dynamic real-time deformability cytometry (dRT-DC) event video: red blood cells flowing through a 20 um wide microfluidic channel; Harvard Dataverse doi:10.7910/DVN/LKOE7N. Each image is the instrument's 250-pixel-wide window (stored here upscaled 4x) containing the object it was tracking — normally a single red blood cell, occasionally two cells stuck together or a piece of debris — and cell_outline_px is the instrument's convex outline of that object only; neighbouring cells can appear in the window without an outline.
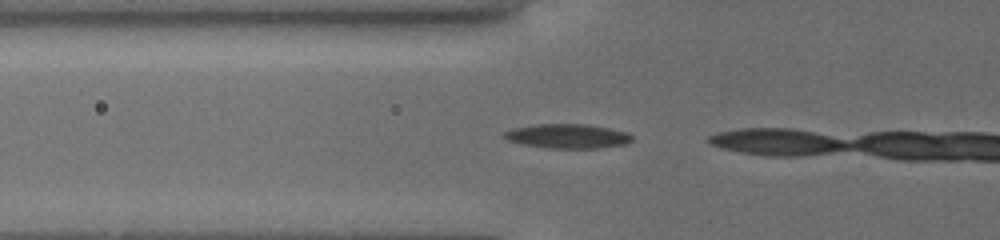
{"species": "common noctule bat (a hibernating species)", "species_latin": "Nyctalus noctula", "temperature_condition": "cold", "stored_images_in_passage": 4, "camera_frame_rate_fps": 3000, "um_per_image_px": 0.085, "animal": {"sex": "female", "body_mass_g": 19.5, "forearm_length_mm": 54.1}, "frame": {"image": 1, "passage_image": 2, "time_ms": 0.333, "image_size_px": [1000, 240], "cell_outline_px": [[632, 140], [624, 144], [596, 148], [548, 148], [524, 144], [508, 140], [500, 136], [504, 132], [512, 128], [536, 124], [588, 124], [628, 132], [632, 136]], "centroid_in_image_um": [48.21, 11.56], "position_along_channel_um": 77.6, "area_um2": 18.09}}